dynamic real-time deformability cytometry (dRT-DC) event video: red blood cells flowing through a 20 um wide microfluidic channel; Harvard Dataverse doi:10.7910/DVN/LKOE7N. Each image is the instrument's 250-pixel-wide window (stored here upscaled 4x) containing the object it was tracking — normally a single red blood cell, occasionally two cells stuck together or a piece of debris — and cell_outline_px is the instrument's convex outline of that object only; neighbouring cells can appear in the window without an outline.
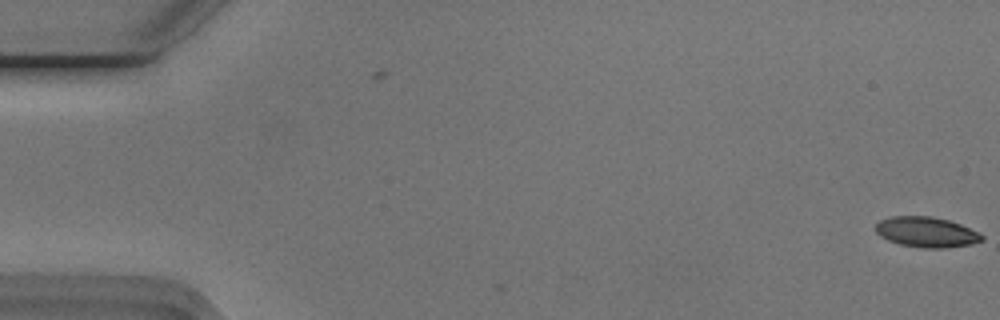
{"species": "Egyptian fruit bat (a non-hibernating species)", "species_latin": "Rousettus aegyptiacus", "temperature_condition": "cold", "stored_images_in_passage": 5, "camera_frame_rate_fps": 3000, "um_per_image_px": 0.085, "animal": {"sex": "male"}, "frame": {"image": 1, "passage_image": 5, "time_ms": 1.333, "image_size_px": [1000, 320], "cell_outline_px": [[984, 240], [972, 244], [944, 248], [920, 248], [900, 244], [888, 240], [880, 236], [876, 232], [876, 224], [880, 220], [888, 216], [932, 216], [948, 220], [960, 224], [980, 232], [984, 236]], "centroid_in_image_um": [78.76, 19.72], "position_along_channel_um": 6.2, "area_um2": 18.96}}